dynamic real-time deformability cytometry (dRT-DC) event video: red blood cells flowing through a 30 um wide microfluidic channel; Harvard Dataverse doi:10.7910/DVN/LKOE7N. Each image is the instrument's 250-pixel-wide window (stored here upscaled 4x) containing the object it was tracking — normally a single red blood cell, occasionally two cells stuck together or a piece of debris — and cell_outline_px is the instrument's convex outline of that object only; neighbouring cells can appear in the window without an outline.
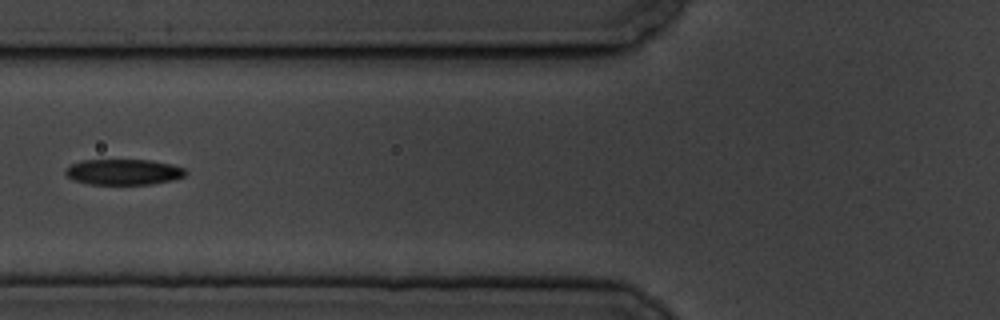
{"species": "common noctule bat (a hibernating species)", "species_latin": "Nyctalus noctula", "temperature_condition": "cold", "stored_images_in_passage": 10, "camera_frame_rate_fps": 3000, "um_per_image_px": 0.085, "animal": {"sex": "male", "body_mass_g": 19.5, "forearm_length_mm": 54.6}, "frame": {"image": 1, "passage_image": 7, "time_ms": 7.0, "image_size_px": [1000, 320], "cell_outline_px": [[188, 172], [184, 176], [172, 180], [152, 184], [88, 184], [72, 180], [64, 172], [64, 168], [80, 160], [152, 160], [172, 164], [184, 168]], "centroid_in_image_um": [10.49, 14.61], "position_along_channel_um": 115.3, "area_um2": 18.15}}
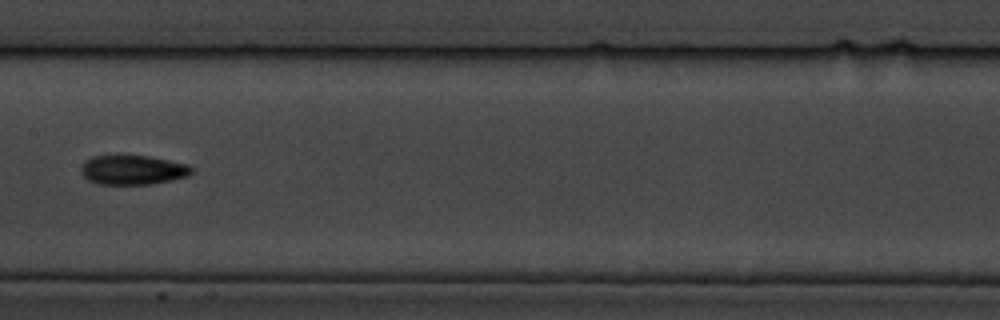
{"frame": {"image": 2, "passage_image": 9, "time_ms": 9.333, "image_size_px": [1000, 320], "cell_outline_px": [[192, 172], [188, 176], [172, 180], [152, 184], [100, 184], [88, 180], [80, 172], [80, 168], [92, 156], [148, 156], [188, 164], [192, 168]], "centroid_in_image_um": [11.3, 14.45], "position_along_channel_um": 196.1, "area_um2": 18.79}}
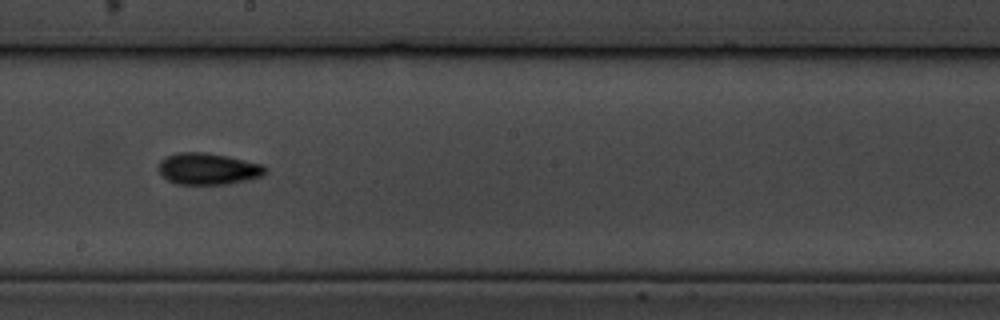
{"frame": {"image": 3, "passage_image": 10, "time_ms": 10.333, "image_size_px": [1000, 320], "cell_outline_px": [[268, 168], [260, 176], [228, 184], [176, 184], [168, 180], [156, 168], [160, 160], [176, 152], [208, 152], [228, 156], [264, 164]], "centroid_in_image_um": [17.66, 14.33], "position_along_channel_um": 230.5, "area_um2": 19.71}}